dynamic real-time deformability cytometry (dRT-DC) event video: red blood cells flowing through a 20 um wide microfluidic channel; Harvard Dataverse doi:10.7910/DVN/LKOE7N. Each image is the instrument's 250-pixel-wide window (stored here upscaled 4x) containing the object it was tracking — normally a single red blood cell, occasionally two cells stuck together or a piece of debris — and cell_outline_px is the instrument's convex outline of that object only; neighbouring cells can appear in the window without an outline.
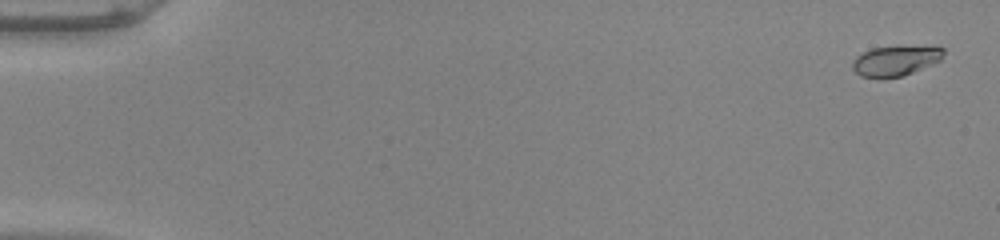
{"species": "common noctule bat (a hibernating species)", "species_latin": "Nyctalus noctula", "temperature_condition": "warm", "stored_images_in_passage": 53, "camera_frame_rate_fps": 3000, "um_per_image_px": 0.085, "animal": {"sex": "male", "body_mass_g": 20.0, "forearm_length_mm": 53.3}, "frame": {"image": 1, "passage_image": 2, "time_ms": 0.333, "image_size_px": [1000, 240], "cell_outline_px": [[944, 52], [940, 60], [904, 76], [860, 76], [852, 68], [852, 60], [856, 56], [872, 48], [904, 44], [944, 48]], "centroid_in_image_um": [76.12, 5.11], "position_along_channel_um": 8.9, "area_um2": 16.01}}
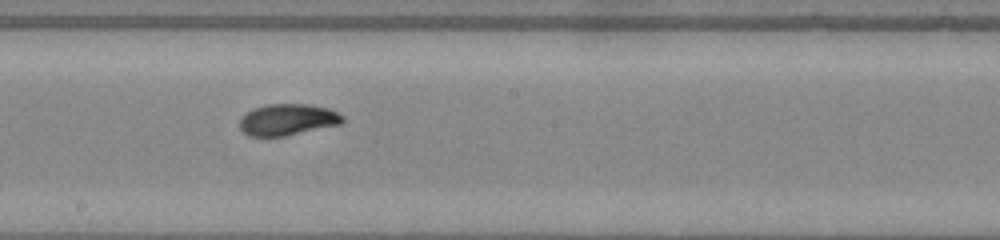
{"frame": {"image": 2, "passage_image": 31, "time_ms": 10.0, "image_size_px": [1000, 240], "cell_outline_px": [[344, 120], [340, 124], [284, 136], [248, 136], [240, 128], [240, 120], [252, 108], [268, 104], [308, 104], [328, 108], [344, 116]], "centroid_in_image_um": [24.45, 10.16], "position_along_channel_um": 223.8, "area_um2": 18.67}}
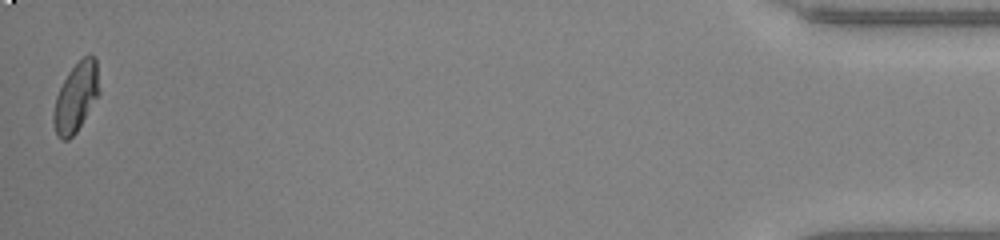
{"frame": {"image": 3, "passage_image": 53, "time_ms": 17.333, "image_size_px": [1000, 240], "cell_outline_px": [[100, 92], [76, 132], [68, 140], [60, 140], [56, 136], [52, 120], [52, 116], [56, 96], [68, 72], [84, 56], [92, 56], [96, 60]], "centroid_in_image_um": [6.43, 8.31], "position_along_channel_um": 428.8, "area_um2": 18.21}, "authors_computed_cell_mechanics": {"area_um2": 18.2648, "velocity_mm_per_s": 3.9814, "shape_relaxation_time_tau1_ms": 3.2408, "shape_relaxation_time_tau2_ms": 1.4159, "deformation_change_tau1": 0.1663, "deformation_change_tau2": 0.0445}}